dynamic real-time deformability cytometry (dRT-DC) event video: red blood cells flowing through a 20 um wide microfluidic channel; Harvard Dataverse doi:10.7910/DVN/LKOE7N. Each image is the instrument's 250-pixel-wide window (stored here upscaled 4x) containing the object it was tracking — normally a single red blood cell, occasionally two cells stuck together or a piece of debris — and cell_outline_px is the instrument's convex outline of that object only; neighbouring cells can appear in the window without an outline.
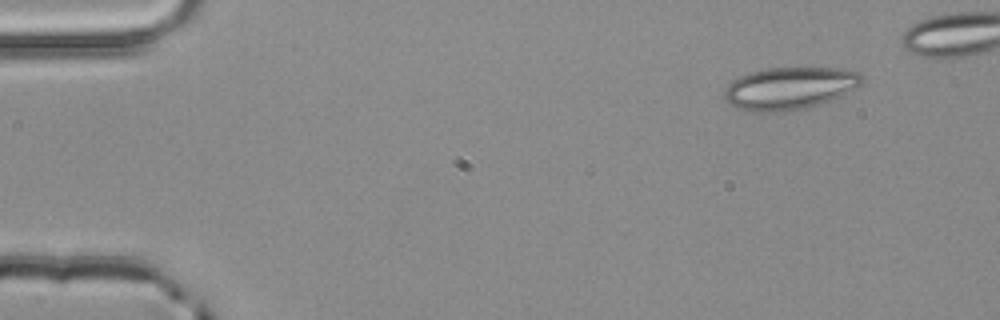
{"species": "common noctule bat (a hibernating species)", "species_latin": "Nyctalus noctula", "temperature_condition": "room temperature", "stored_images_in_passage": 4, "camera_frame_rate_fps": 3000, "um_per_image_px": 0.085, "animal": {"sex": "male", "body_mass_g": 20.4}, "frame": {"image": 1, "passage_image": 1, "time_ms": 0.0, "image_size_px": [1000, 320], "cell_outline_px": [[864, 80], [856, 88], [840, 96], [820, 104], [804, 108], [784, 112], [756, 112], [740, 108], [724, 100], [724, 88], [732, 80], [748, 72], [768, 68], [836, 68], [860, 72], [864, 76]], "centroid_in_image_um": [67.12, 7.49], "position_along_channel_um": 17.9, "area_um2": 34.04}}